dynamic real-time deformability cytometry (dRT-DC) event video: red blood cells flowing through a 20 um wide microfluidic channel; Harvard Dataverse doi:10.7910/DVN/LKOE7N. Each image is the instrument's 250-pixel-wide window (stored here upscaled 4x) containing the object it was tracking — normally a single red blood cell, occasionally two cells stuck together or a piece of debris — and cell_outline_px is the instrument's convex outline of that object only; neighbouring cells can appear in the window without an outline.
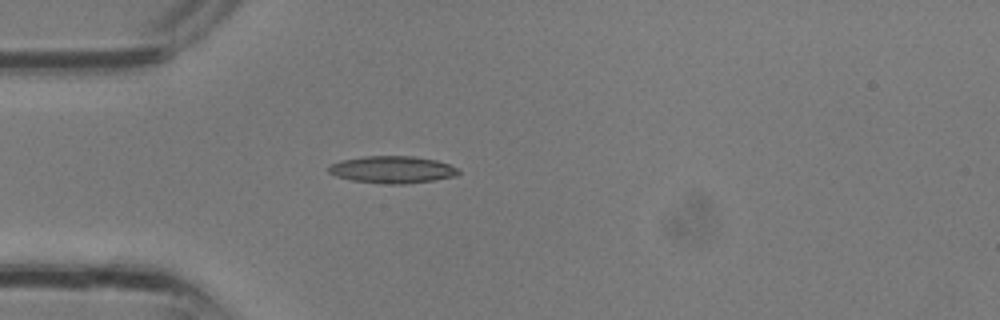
{"species": "common noctule bat (a hibernating species)", "species_latin": "Nyctalus noctula", "temperature_condition": "room temperature", "stored_images_in_passage": 2, "camera_frame_rate_fps": 3000, "um_per_image_px": 0.085, "animal": {"sex": "male", "body_mass_g": 13.3}, "frame": {"image": 1, "passage_image": 2, "time_ms": 0.333, "image_size_px": [1000, 320], "cell_outline_px": [[460, 172], [456, 176], [432, 180], [404, 184], [392, 184], [352, 180], [336, 176], [328, 172], [328, 168], [332, 164], [340, 160], [364, 156], [412, 156], [436, 160], [460, 168]], "centroid_in_image_um": [33.36, 14.41], "position_along_channel_um": 51.6, "area_um2": 20.4}}